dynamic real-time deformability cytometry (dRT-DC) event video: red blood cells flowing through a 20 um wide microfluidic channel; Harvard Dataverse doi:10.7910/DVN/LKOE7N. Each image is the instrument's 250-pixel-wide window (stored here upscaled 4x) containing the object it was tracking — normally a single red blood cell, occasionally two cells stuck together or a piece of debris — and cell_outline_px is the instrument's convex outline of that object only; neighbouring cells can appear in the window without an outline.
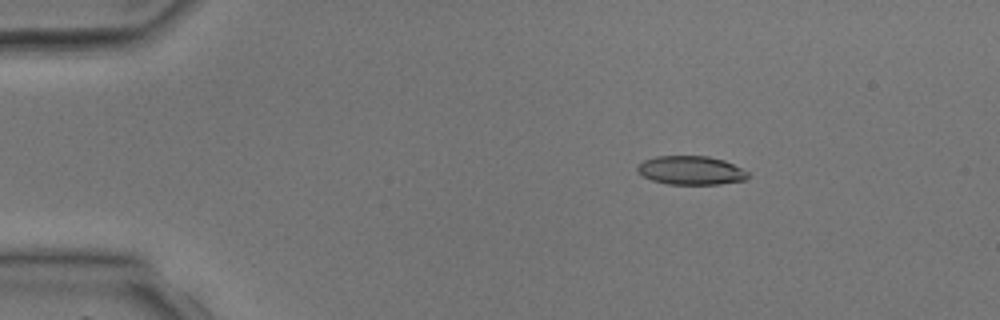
{"species": "common noctule bat (a hibernating species)", "species_latin": "Nyctalus noctula", "temperature_condition": "room temperature", "stored_images_in_passage": 3, "camera_frame_rate_fps": 3000, "um_per_image_px": 0.085, "animal": {"sex": "male", "body_mass_g": 17.9, "forearm_length_mm": 54.2}, "frame": {"image": 1, "passage_image": 1, "time_ms": 0.0, "image_size_px": [1000, 320], "cell_outline_px": [[748, 176], [744, 180], [720, 184], [668, 184], [652, 180], [636, 172], [636, 168], [644, 160], [656, 156], [708, 156], [724, 160], [748, 172]], "centroid_in_image_um": [58.7, 14.48], "position_along_channel_um": 26.3, "area_um2": 18.38}}
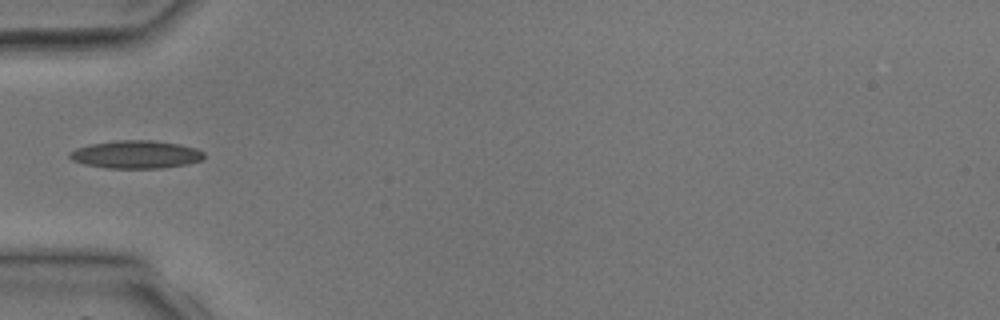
{"frame": {"image": 2, "passage_image": 3, "time_ms": 2.333, "image_size_px": [1000, 320], "cell_outline_px": [[204, 156], [200, 160], [188, 164], [164, 168], [108, 168], [84, 164], [72, 160], [68, 156], [68, 152], [76, 148], [88, 144], [116, 140], [152, 140], [180, 144], [196, 148], [204, 152]], "centroid_in_image_um": [11.53, 13.12], "position_along_channel_um": 73.5, "area_um2": 22.02}}